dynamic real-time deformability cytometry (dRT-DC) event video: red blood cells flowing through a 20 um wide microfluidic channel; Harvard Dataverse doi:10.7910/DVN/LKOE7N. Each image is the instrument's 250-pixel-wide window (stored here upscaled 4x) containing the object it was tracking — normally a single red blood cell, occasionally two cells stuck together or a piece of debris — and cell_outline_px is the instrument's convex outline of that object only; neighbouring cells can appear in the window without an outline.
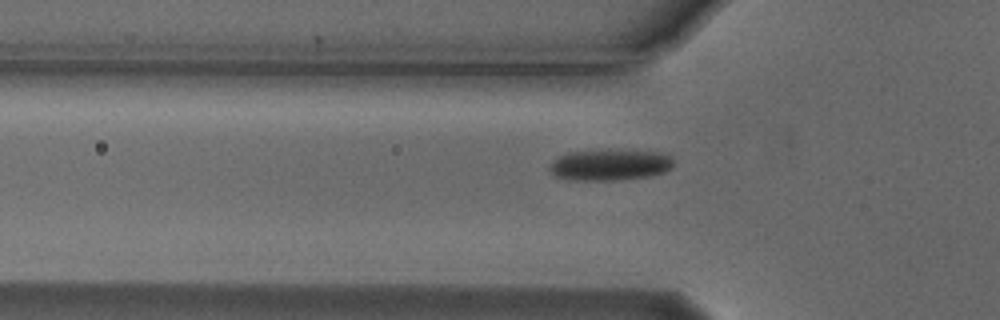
{"species": "Egyptian fruit bat (a non-hibernating species)", "species_latin": "Rousettus aegyptiacus", "temperature_condition": "cold", "stored_images_in_passage": 40, "camera_frame_rate_fps": 3000, "um_per_image_px": 0.085, "animal": {"sex": "male"}, "frame": {"image": 1, "passage_image": 10, "time_ms": 3.0, "image_size_px": [1000, 320], "cell_outline_px": [[672, 168], [664, 172], [652, 176], [616, 180], [568, 180], [556, 176], [548, 168], [552, 160], [556, 156], [568, 152], [608, 148], [660, 152], [672, 156]], "centroid_in_image_um": [51.82, 13.98], "position_along_channel_um": 74.0, "area_um2": 23.29}}
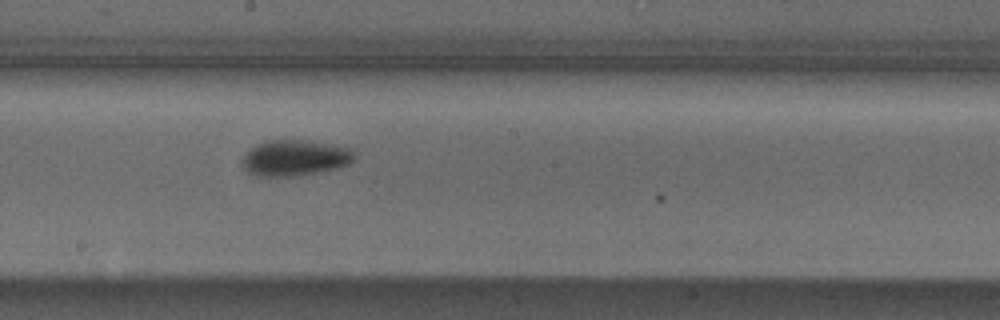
{"frame": {"image": 2, "passage_image": 22, "time_ms": 7.0, "image_size_px": [1000, 320], "cell_outline_px": [[356, 160], [348, 164], [336, 168], [296, 176], [256, 176], [248, 172], [240, 164], [240, 160], [256, 144], [264, 140], [304, 140], [352, 148], [356, 156]], "centroid_in_image_um": [25.06, 13.42], "position_along_channel_um": 223.1, "area_um2": 23.52}}
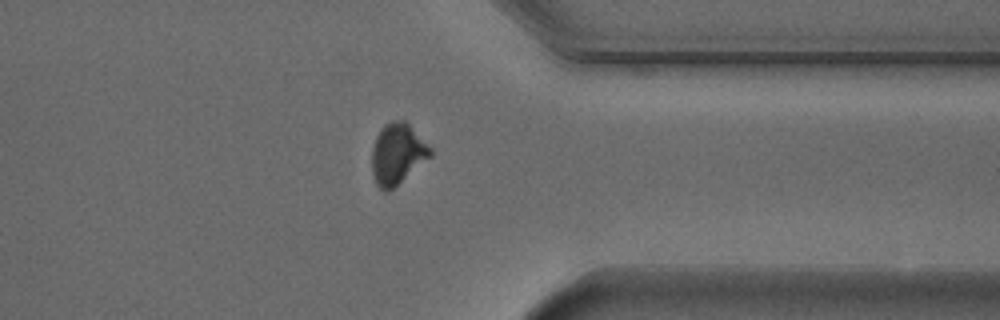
{"frame": {"image": 3, "passage_image": 35, "time_ms": 11.333, "image_size_px": [1000, 320], "cell_outline_px": [[432, 156], [388, 192], [384, 192], [376, 184], [372, 172], [372, 148], [376, 136], [380, 128], [384, 124], [392, 120], [404, 120], [432, 148]], "centroid_in_image_um": [33.77, 13.07], "position_along_channel_um": 377.6, "area_um2": 20.75}}